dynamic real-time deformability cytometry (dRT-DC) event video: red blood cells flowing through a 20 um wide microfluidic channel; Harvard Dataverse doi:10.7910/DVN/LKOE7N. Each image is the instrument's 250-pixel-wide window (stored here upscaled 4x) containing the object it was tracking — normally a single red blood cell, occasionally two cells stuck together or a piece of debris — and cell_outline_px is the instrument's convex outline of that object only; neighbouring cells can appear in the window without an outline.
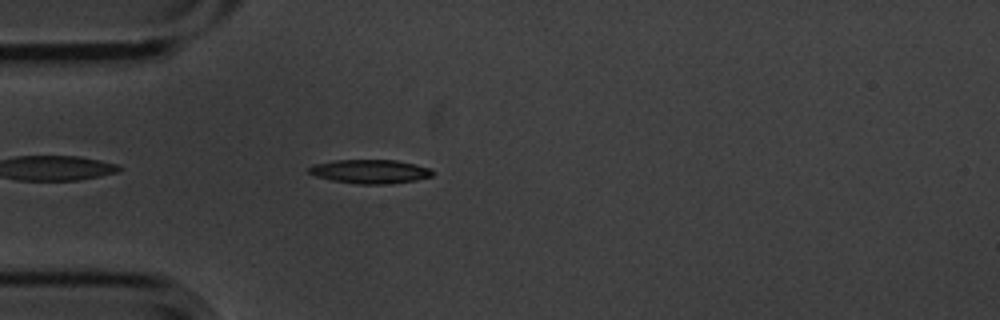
{"species": "common noctule bat (a hibernating species)", "species_latin": "Nyctalus noctula", "temperature_condition": "cold", "stored_images_in_passage": 3, "camera_frame_rate_fps": 3000, "um_per_image_px": 0.085, "animal": {"sex": "male", "body_mass_g": 20.1, "forearm_length_mm": 53.5}, "frame": {"image": 1, "passage_image": 3, "time_ms": 0.667, "image_size_px": [1000, 320], "cell_outline_px": [[432, 176], [416, 180], [392, 184], [360, 184], [332, 180], [316, 176], [308, 172], [308, 168], [312, 164], [336, 160], [396, 160], [416, 164], [432, 168]], "centroid_in_image_um": [31.47, 14.57], "position_along_channel_um": 53.5, "area_um2": 17.28}}